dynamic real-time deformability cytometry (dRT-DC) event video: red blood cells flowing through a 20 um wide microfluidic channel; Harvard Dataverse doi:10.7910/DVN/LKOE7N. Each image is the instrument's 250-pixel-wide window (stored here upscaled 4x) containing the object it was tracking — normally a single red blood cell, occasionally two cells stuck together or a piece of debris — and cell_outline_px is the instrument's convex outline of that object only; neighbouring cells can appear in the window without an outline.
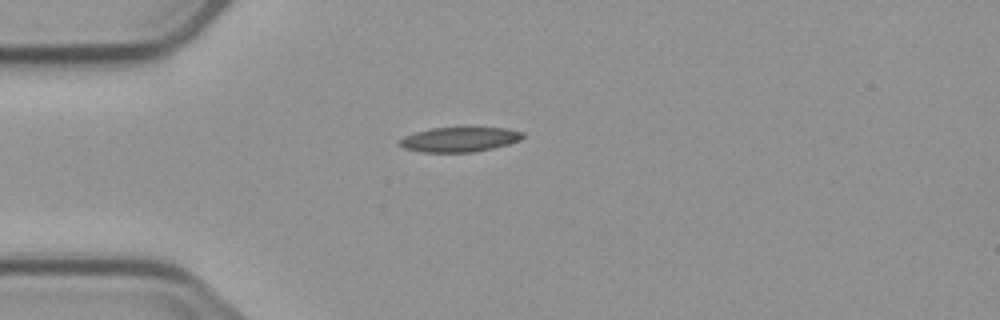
{"species": "common noctule bat (a hibernating species)", "species_latin": "Nyctalus noctula", "temperature_condition": "cold", "stored_images_in_passage": 1, "camera_frame_rate_fps": 3000, "um_per_image_px": 0.085, "animal": {"sex": "male", "body_mass_g": 23.1, "forearm_length_mm": 52.7}, "frame": {"image": 1, "passage_image": 1, "time_ms": 0.0, "image_size_px": [1000, 320], "cell_outline_px": [[524, 136], [520, 140], [508, 144], [476, 152], [420, 152], [404, 148], [396, 144], [404, 136], [416, 132], [432, 128], [504, 128], [524, 132]], "centroid_in_image_um": [39.04, 11.86], "position_along_channel_um": 46.0, "area_um2": 17.69}}